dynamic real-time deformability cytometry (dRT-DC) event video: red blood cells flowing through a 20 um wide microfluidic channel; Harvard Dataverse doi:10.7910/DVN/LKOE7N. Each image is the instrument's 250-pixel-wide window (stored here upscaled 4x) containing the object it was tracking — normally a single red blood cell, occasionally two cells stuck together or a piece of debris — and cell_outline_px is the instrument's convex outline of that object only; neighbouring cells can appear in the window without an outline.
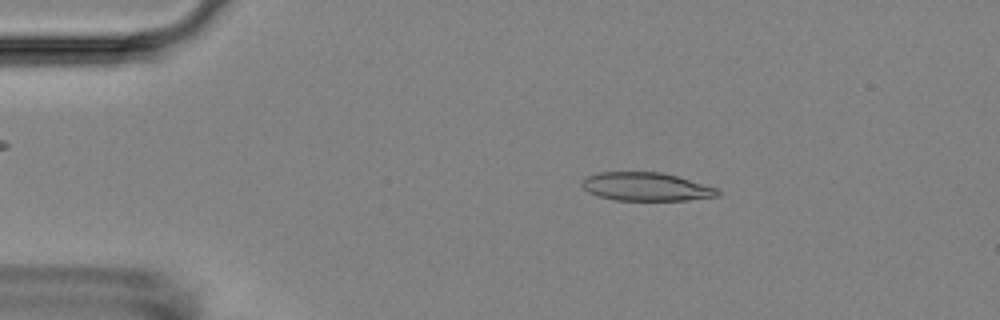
{"species": "Egyptian fruit bat (a non-hibernating species)", "species_latin": "Rousettus aegyptiacus", "temperature_condition": "room temperature", "stored_images_in_passage": 54, "camera_frame_rate_fps": 3000, "um_per_image_px": 0.085, "animal": {"sex": "female"}, "frame": {"image": 1, "passage_image": 9, "time_ms": 2.667, "image_size_px": [1000, 320], "cell_outline_px": [[720, 196], [688, 200], [616, 200], [596, 196], [588, 192], [580, 184], [588, 176], [600, 172], [660, 172], [676, 176], [716, 188], [720, 192]], "centroid_in_image_um": [54.9, 15.88], "position_along_channel_um": 30.1, "area_um2": 22.25}}
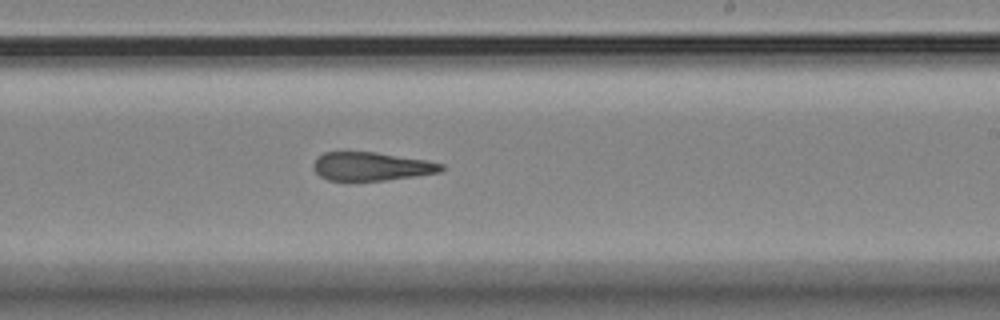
{"frame": {"image": 2, "passage_image": 32, "time_ms": 10.333, "image_size_px": [1000, 320], "cell_outline_px": [[444, 168], [440, 172], [384, 180], [328, 180], [320, 176], [312, 168], [312, 164], [324, 152], [376, 152], [424, 160], [444, 164]], "centroid_in_image_um": [31.54, 14.14], "position_along_channel_um": 257.5, "area_um2": 20.87}}
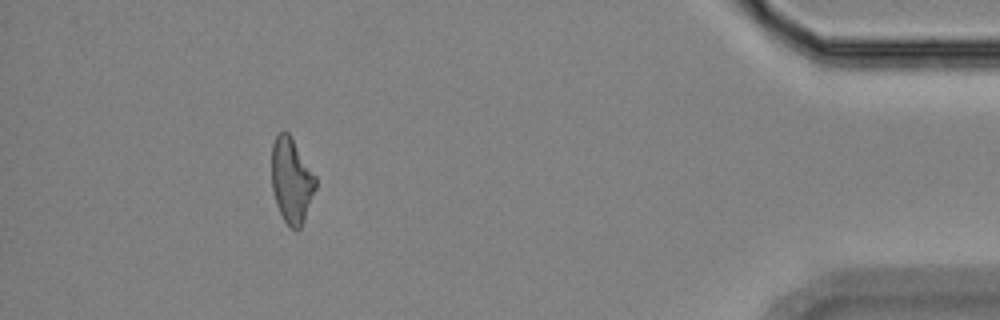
{"frame": {"image": 3, "passage_image": 49, "time_ms": 16.0, "image_size_px": [1000, 320], "cell_outline_px": [[316, 188], [304, 220], [300, 228], [292, 228], [284, 220], [276, 204], [272, 188], [272, 144], [276, 136], [280, 132], [288, 132], [316, 176]], "centroid_in_image_um": [24.78, 15.33], "position_along_channel_um": 410.4, "area_um2": 21.5}, "authors_computed_cell_mechanics": {"area_um2": 22.7732, "velocity_mm_per_s": 3.639, "shape_relaxation_time_tau1_ms": null, "shape_relaxation_time_tau2_ms": 8.6981, "deformation_change_tau1": null, "deformation_change_tau2": 0.246}}